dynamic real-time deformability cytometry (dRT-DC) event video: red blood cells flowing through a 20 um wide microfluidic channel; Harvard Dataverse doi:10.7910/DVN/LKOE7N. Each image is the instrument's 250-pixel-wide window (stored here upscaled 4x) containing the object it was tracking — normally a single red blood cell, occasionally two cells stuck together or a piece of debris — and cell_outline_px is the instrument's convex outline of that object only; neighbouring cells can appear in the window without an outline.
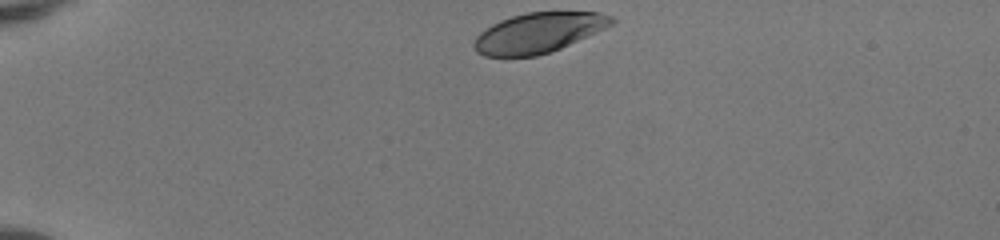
{"species": "human", "species_latin": "Homo sapiens", "temperature_condition": "room temperature", "stored_images_in_passage": 35, "camera_frame_rate_fps": 3000, "um_per_image_px": 0.085, "donor": {"sex": "female"}, "frame": {"image": 1, "passage_image": 1, "time_ms": 0.0, "image_size_px": [1000, 240], "cell_outline_px": [[616, 20], [612, 24], [596, 32], [560, 48], [536, 56], [484, 56], [476, 52], [472, 44], [476, 36], [480, 32], [492, 24], [500, 20], [524, 12], [600, 12], [612, 16]], "centroid_in_image_um": [45.73, 2.77], "position_along_channel_um": 39.3, "area_um2": 31.91}}
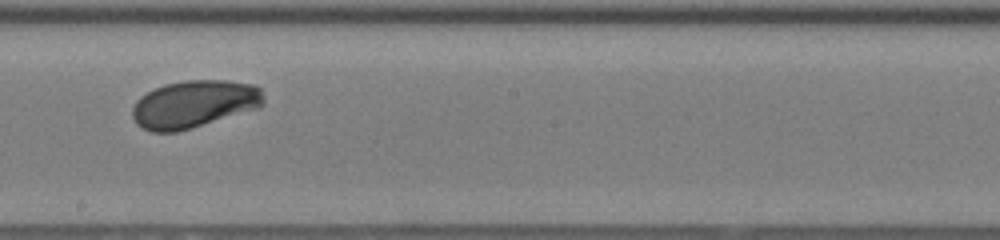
{"frame": {"image": 2, "passage_image": 20, "time_ms": 6.333, "image_size_px": [1000, 240], "cell_outline_px": [[264, 104], [260, 108], [192, 128], [176, 132], [152, 132], [136, 124], [132, 116], [132, 108], [136, 100], [140, 96], [164, 84], [184, 80], [224, 80], [256, 84], [260, 88], [264, 100]], "centroid_in_image_um": [16.51, 8.84], "position_along_channel_um": 231.7, "area_um2": 36.65}}
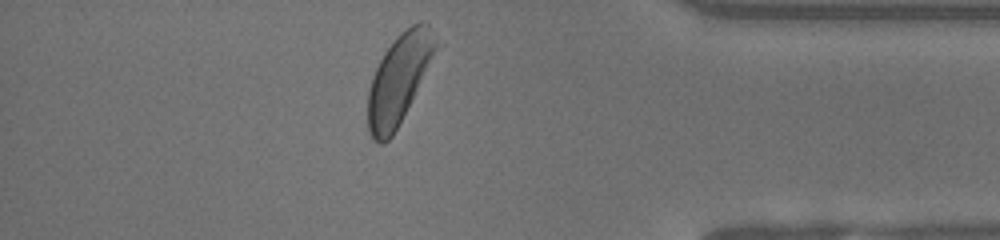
{"frame": {"image": 3, "passage_image": 34, "time_ms": 11.0, "image_size_px": [1000, 240], "cell_outline_px": [[444, 44], [392, 136], [384, 144], [380, 144], [372, 140], [368, 132], [368, 92], [372, 76], [384, 52], [396, 36], [400, 32], [412, 24], [420, 20], [424, 20], [428, 24]], "centroid_in_image_um": [34.01, 6.64], "position_along_channel_um": 401.2, "area_um2": 36.59}, "authors_computed_cell_mechanics": {"area_um2": 35.6048, "velocity_mm_per_s": 4.0663, "shape_relaxation_time_tau1_ms": 4.4978, "shape_relaxation_time_tau2_ms": null, "deformation_change_tau1": 0.2181, "deformation_change_tau2": null}}